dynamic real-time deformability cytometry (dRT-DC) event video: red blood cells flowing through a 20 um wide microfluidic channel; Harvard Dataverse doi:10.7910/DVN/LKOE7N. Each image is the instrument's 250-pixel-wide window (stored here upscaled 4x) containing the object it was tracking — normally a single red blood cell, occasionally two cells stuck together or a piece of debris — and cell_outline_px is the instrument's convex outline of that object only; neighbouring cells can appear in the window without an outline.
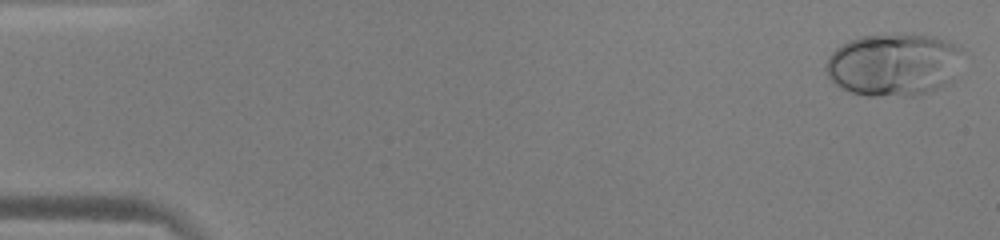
{"species": "human", "species_latin": "Homo sapiens", "temperature_condition": "warm", "stored_images_in_passage": 52, "camera_frame_rate_fps": 3000, "um_per_image_px": 0.085, "donor": {"sex": "male"}, "frame": {"image": 1, "passage_image": 1, "time_ms": 0.0, "image_size_px": [1000, 240], "cell_outline_px": [[960, 52], [952, 84], [912, 96], [868, 96], [852, 92], [836, 84], [828, 76], [824, 68], [828, 56], [836, 48], [848, 40], [860, 36], [896, 32], [936, 36], [948, 40], [960, 48]], "centroid_in_image_um": [75.94, 5.46], "position_along_channel_um": 9.1, "area_um2": 50.52}}
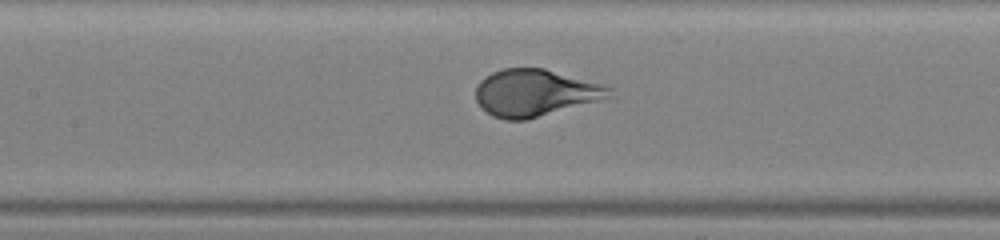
{"frame": {"image": 2, "passage_image": 24, "time_ms": 7.667, "image_size_px": [1000, 240], "cell_outline_px": [[616, 96], [528, 120], [504, 120], [492, 116], [476, 100], [476, 88], [480, 80], [484, 76], [500, 68], [544, 68], [600, 84], [612, 88]], "centroid_in_image_um": [45.5, 7.9], "position_along_channel_um": 161.9, "area_um2": 36.7}}
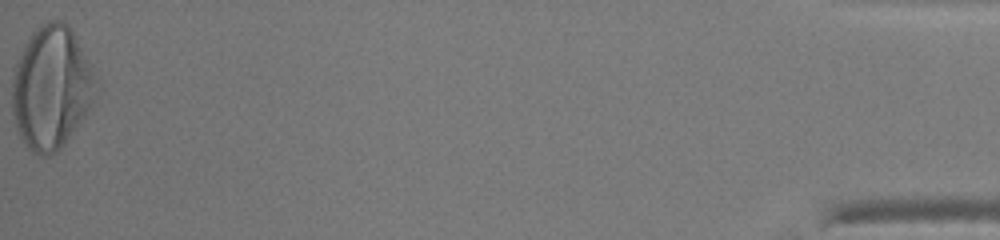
{"frame": {"image": 3, "passage_image": 52, "time_ms": 17.0, "image_size_px": [1000, 240], "cell_outline_px": [[92, 104], [84, 116], [64, 144], [56, 152], [48, 156], [40, 156], [32, 152], [28, 148], [20, 136], [16, 128], [12, 112], [12, 76], [16, 64], [24, 44], [32, 32], [40, 24], [48, 20], [60, 20], [72, 32], [92, 72]], "centroid_in_image_um": [4.27, 7.49], "position_along_channel_um": 430.9, "area_um2": 58.61}, "authors_computed_cell_mechanics": {"area_um2": 41.2403, "velocity_mm_per_s": 3.9469, "shape_relaxation_time_tau1_ms": 2.4783, "shape_relaxation_time_tau2_ms": null, "deformation_change_tau1": 0.2002, "deformation_change_tau2": null}}